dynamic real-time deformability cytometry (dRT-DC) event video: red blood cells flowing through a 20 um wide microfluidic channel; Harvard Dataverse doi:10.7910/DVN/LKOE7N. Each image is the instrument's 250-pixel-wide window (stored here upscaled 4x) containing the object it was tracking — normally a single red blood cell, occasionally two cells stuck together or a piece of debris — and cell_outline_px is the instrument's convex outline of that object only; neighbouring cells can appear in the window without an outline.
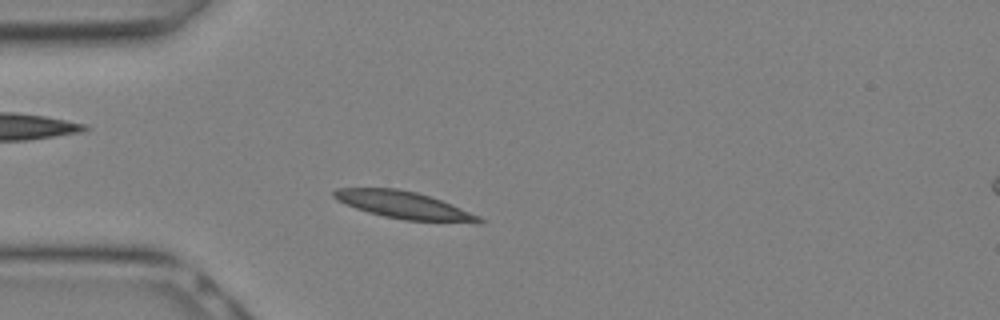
{"species": "Egyptian fruit bat (a non-hibernating species)", "species_latin": "Rousettus aegyptiacus", "temperature_condition": "warm", "stored_images_in_passage": 24, "camera_frame_rate_fps": 3000, "um_per_image_px": 0.085, "animal": {"sex": "female"}, "frame": {"image": 1, "passage_image": 4, "time_ms": 1.0, "image_size_px": [1000, 320], "cell_outline_px": [[484, 224], [476, 224], [404, 220], [384, 216], [368, 212], [344, 204], [336, 200], [332, 196], [332, 192], [336, 188], [396, 188], [416, 192], [440, 200], [480, 216], [484, 220]], "centroid_in_image_um": [34.36, 17.46], "position_along_channel_um": 50.6, "area_um2": 23.29}}
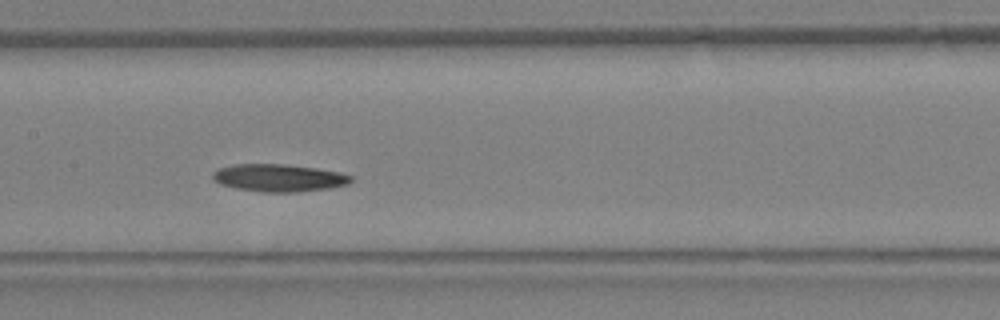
{"frame": {"image": 2, "passage_image": 10, "time_ms": 3.0, "image_size_px": [1000, 320], "cell_outline_px": [[352, 180], [348, 184], [328, 188], [296, 192], [264, 192], [236, 188], [220, 184], [212, 176], [212, 172], [216, 168], [232, 164], [284, 164], [316, 168], [340, 172], [352, 176]], "centroid_in_image_um": [23.68, 15.11], "position_along_channel_um": 183.7, "area_um2": 22.14}}
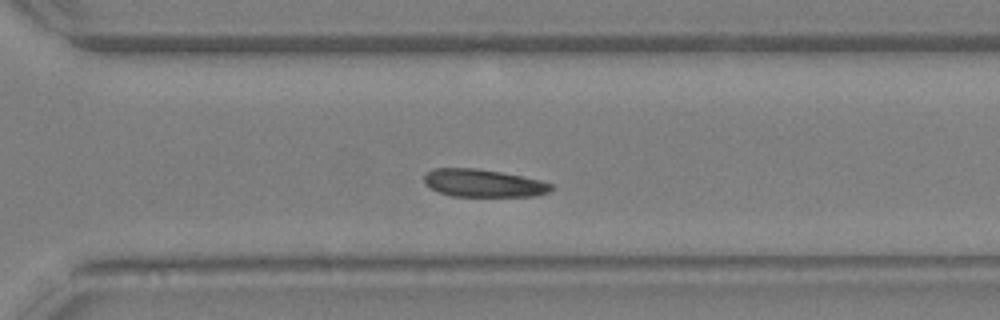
{"frame": {"image": 3, "passage_image": 16, "time_ms": 5.0, "image_size_px": [1000, 320], "cell_outline_px": [[552, 188], [548, 192], [532, 196], [452, 196], [436, 192], [424, 184], [424, 176], [432, 168], [476, 168], [500, 172], [540, 180], [552, 184]], "centroid_in_image_um": [41.02, 15.57], "position_along_channel_um": 329.6, "area_um2": 20.46}}